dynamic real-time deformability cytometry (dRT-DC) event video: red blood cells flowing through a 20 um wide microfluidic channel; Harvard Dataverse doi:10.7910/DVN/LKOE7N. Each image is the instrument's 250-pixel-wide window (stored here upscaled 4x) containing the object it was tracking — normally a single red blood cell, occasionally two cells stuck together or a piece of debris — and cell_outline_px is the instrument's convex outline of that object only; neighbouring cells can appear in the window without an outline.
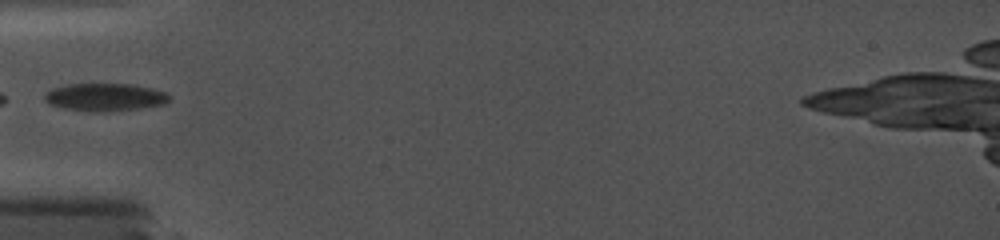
{"species": "common noctule bat (a hibernating species)", "species_latin": "Nyctalus noctula", "temperature_condition": "cold", "stored_images_in_passage": 21, "camera_frame_rate_fps": 5000, "um_per_image_px": 0.085, "animal": {"sex": "female", "body_mass_g": 19.0, "forearm_length_mm": 56.7}, "frame": {"image": 1, "passage_image": 1, "time_ms": 0.0, "image_size_px": [1000, 240], "cell_outline_px": [[172, 96], [164, 104], [140, 108], [92, 112], [64, 108], [48, 104], [44, 100], [44, 96], [52, 88], [68, 84], [128, 84], [152, 88], [168, 92]], "centroid_in_image_um": [8.93, 8.25], "position_along_channel_um": 76.1, "area_um2": 20.06}}
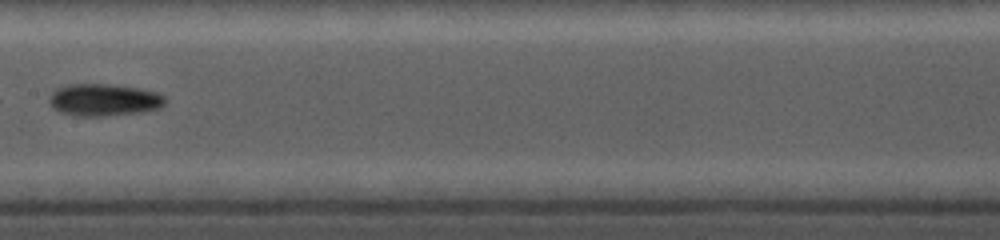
{"frame": {"image": 2, "passage_image": 7, "time_ms": 3.2, "image_size_px": [1000, 240], "cell_outline_px": [[164, 104], [160, 108], [140, 112], [104, 116], [80, 116], [60, 112], [52, 108], [48, 100], [48, 96], [56, 88], [68, 84], [104, 84], [136, 88], [156, 92], [164, 96]], "centroid_in_image_um": [8.77, 8.49], "position_along_channel_um": 198.6, "area_um2": 21.62}, "authors_computed_cell_mechanics": {"area_um2": 20.9236, "velocity_mm_per_s": 3.8148, "shape_relaxation_time_tau1_ms": null, "shape_relaxation_time_tau2_ms": 3.1165, "deformation_change_tau1": null, "deformation_change_tau2": 0.0614}}